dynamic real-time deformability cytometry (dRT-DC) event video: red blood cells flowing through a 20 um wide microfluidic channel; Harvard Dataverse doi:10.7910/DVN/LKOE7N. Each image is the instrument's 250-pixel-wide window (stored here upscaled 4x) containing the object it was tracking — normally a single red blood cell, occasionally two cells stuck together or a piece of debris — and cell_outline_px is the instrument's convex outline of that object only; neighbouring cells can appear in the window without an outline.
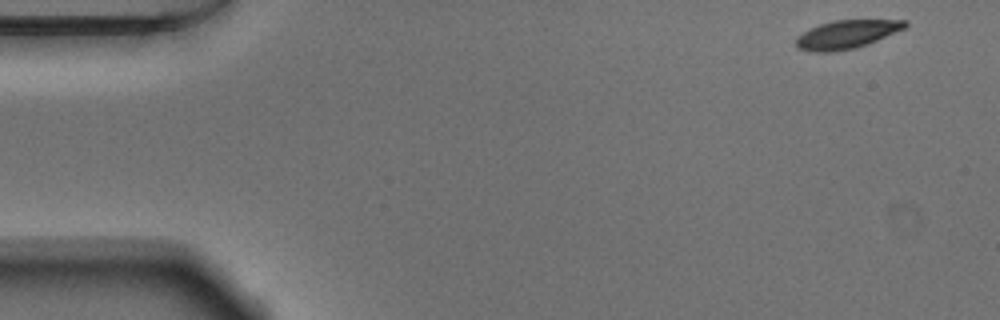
{"species": "Egyptian fruit bat (a non-hibernating species)", "species_latin": "Rousettus aegyptiacus", "temperature_condition": "warm", "stored_images_in_passage": 51, "camera_frame_rate_fps": 3000, "um_per_image_px": 0.085, "animal": {"sex": "male"}, "frame": {"image": 1, "passage_image": 1, "time_ms": 0.0, "image_size_px": [1000, 320], "cell_outline_px": [[908, 24], [904, 28], [868, 44], [852, 48], [832, 52], [812, 52], [796, 48], [796, 36], [820, 24], [832, 20], [908, 20]], "centroid_in_image_um": [71.94, 2.92], "position_along_channel_um": 13.1, "area_um2": 17.86}}
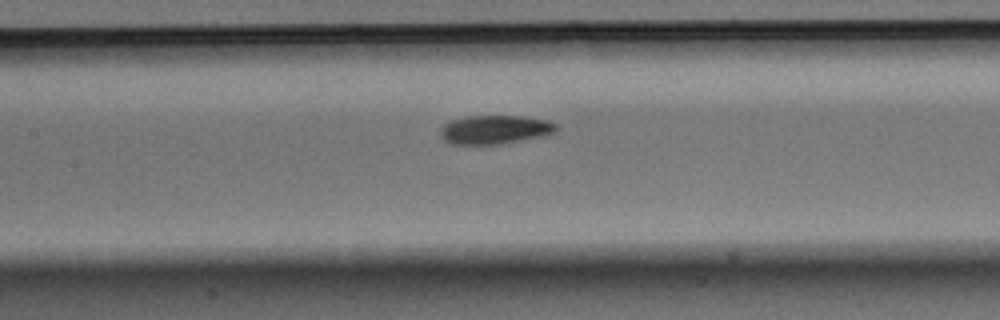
{"frame": {"image": 2, "passage_image": 22, "time_ms": 7.0, "image_size_px": [1000, 320], "cell_outline_px": [[560, 128], [544, 136], [500, 144], [452, 144], [444, 140], [440, 136], [440, 128], [444, 124], [452, 120], [464, 116], [520, 116], [548, 120], [556, 124]], "centroid_in_image_um": [42.05, 11.01], "position_along_channel_um": 165.3, "area_um2": 19.48}}
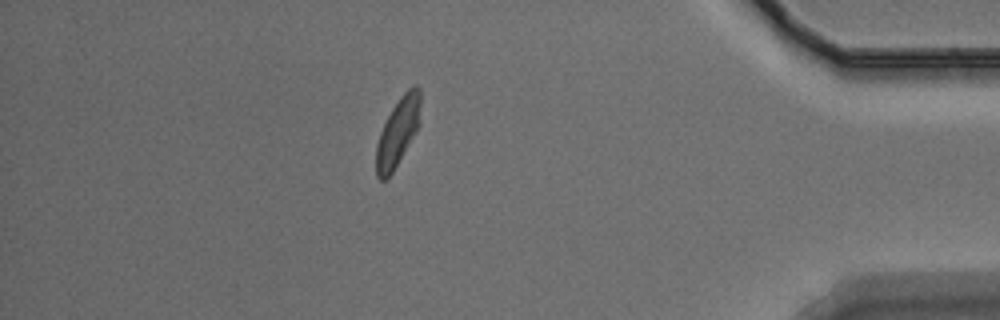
{"frame": {"image": 3, "passage_image": 44, "time_ms": 14.333, "image_size_px": [1000, 320], "cell_outline_px": [[420, 124], [392, 172], [384, 180], [380, 180], [376, 176], [376, 144], [380, 132], [392, 108], [400, 96], [408, 88], [416, 84], [420, 88]], "centroid_in_image_um": [33.82, 11.18], "position_along_channel_um": 401.4, "area_um2": 17.4}, "authors_computed_cell_mechanics": {"area_um2": 18.6694, "velocity_mm_per_s": 3.785, "shape_relaxation_time_tau1_ms": 2.7371, "shape_relaxation_time_tau2_ms": 2.6889, "deformation_change_tau1": 0.1299, "deformation_change_tau2": 0.0718}}